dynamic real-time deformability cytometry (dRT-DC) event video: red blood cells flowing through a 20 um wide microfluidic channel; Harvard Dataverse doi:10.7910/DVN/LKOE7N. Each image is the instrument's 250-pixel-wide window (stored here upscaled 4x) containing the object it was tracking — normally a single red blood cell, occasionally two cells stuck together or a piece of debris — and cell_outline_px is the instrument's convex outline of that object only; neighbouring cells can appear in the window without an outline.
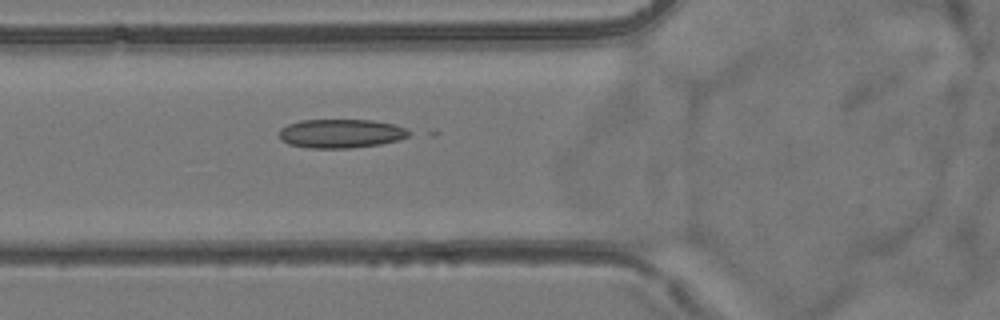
{"species": "common noctule bat (a hibernating species)", "species_latin": "Nyctalus noctula", "temperature_condition": "room temperature", "stored_images_in_passage": 42, "camera_frame_rate_fps": 3000, "um_per_image_px": 0.085, "animal": {"sex": "female", "body_mass_g": 24.6, "forearm_length_mm": 56.2}, "frame": {"image": 1, "passage_image": 8, "time_ms": 2.333, "image_size_px": [1000, 320], "cell_outline_px": [[416, 132], [408, 136], [396, 140], [380, 144], [348, 148], [308, 148], [288, 144], [280, 140], [280, 128], [288, 124], [300, 120], [372, 120], [396, 124], [408, 128]], "centroid_in_image_um": [29.01, 11.34], "position_along_channel_um": 96.8, "area_um2": 22.08}}
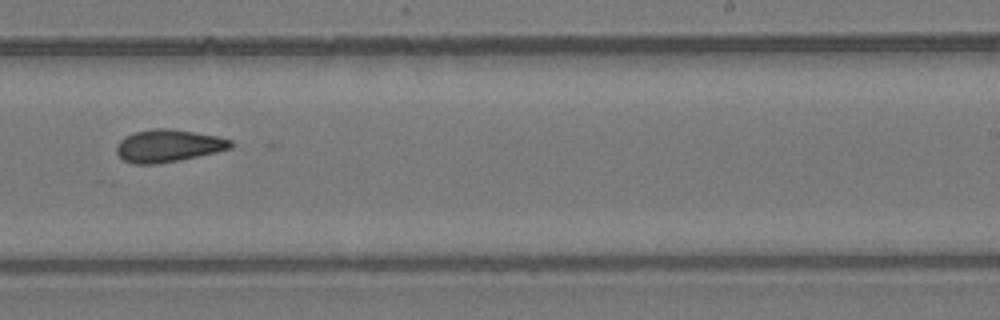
{"frame": {"image": 2, "passage_image": 22, "time_ms": 7.0, "image_size_px": [1000, 320], "cell_outline_px": [[236, 144], [232, 148], [216, 152], [180, 160], [156, 164], [136, 164], [124, 160], [116, 152], [116, 144], [124, 136], [136, 132], [152, 128], [168, 128], [216, 136], [232, 140]], "centroid_in_image_um": [14.31, 12.39], "position_along_channel_um": 274.7, "area_um2": 21.62}}
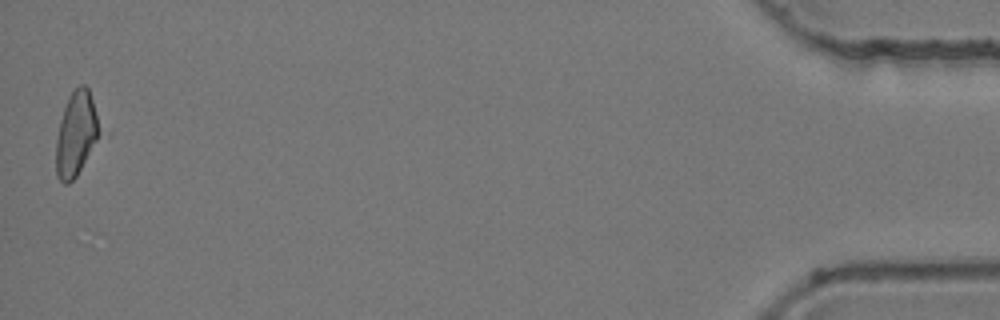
{"frame": {"image": 3, "passage_image": 42, "time_ms": 13.667, "image_size_px": [1000, 320], "cell_outline_px": [[104, 132], [76, 176], [68, 184], [64, 184], [56, 176], [56, 140], [60, 120], [68, 96], [80, 84], [84, 84], [88, 88], [104, 128]], "centroid_in_image_um": [6.53, 11.36], "position_along_channel_um": 428.7, "area_um2": 22.08}}